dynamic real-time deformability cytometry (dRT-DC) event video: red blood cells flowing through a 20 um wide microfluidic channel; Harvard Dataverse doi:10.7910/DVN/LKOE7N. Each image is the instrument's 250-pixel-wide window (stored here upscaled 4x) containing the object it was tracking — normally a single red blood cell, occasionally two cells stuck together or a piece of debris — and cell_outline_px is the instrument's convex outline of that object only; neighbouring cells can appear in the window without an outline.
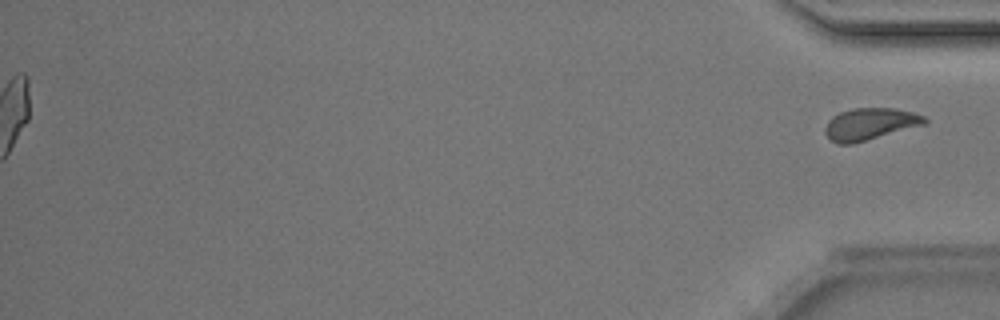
{"species": "Egyptian fruit bat (a non-hibernating species)", "species_latin": "Rousettus aegyptiacus", "temperature_condition": "room temperature", "stored_images_in_passage": 50, "segment_of_instrument_passage": [2, 2], "camera_frame_rate_fps": 3000, "um_per_image_px": 0.085, "animal": {"sex": "male"}, "frame": {"image": 1, "passage_image": 50, "time_ms": 16.333, "image_size_px": [1000, 320], "cell_outline_px": [[928, 120], [924, 124], [852, 144], [836, 144], [828, 140], [824, 132], [824, 128], [828, 120], [832, 116], [840, 112], [852, 108], [896, 108], [912, 112], [924, 116]], "centroid_in_image_um": [73.88, 10.54], "position_along_channel_um": 361.3, "area_um2": 18.55}}